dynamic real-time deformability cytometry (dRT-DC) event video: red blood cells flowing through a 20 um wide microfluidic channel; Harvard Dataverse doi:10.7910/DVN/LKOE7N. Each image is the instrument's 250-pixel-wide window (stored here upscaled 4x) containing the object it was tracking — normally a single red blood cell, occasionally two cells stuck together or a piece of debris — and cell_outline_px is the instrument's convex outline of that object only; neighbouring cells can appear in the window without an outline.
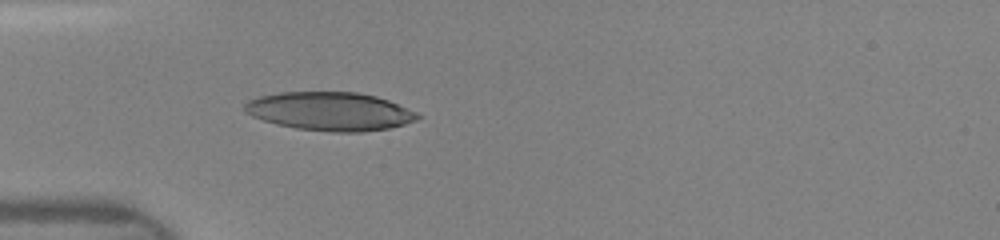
{"species": "human", "species_latin": "Homo sapiens", "temperature_condition": "room temperature", "stored_images_in_passage": 9, "camera_frame_rate_fps": 3000, "um_per_image_px": 0.085, "donor": {"sex": "female"}, "frame": {"image": 1, "passage_image": 7, "time_ms": 3.333, "image_size_px": [1000, 240], "cell_outline_px": [[420, 116], [416, 120], [404, 124], [388, 128], [360, 132], [332, 132], [296, 128], [276, 124], [252, 116], [244, 112], [244, 104], [248, 100], [260, 96], [280, 92], [356, 92], [376, 96], [388, 100], [416, 112]], "centroid_in_image_um": [28.02, 9.46], "position_along_channel_um": 57.0, "area_um2": 38.61}}
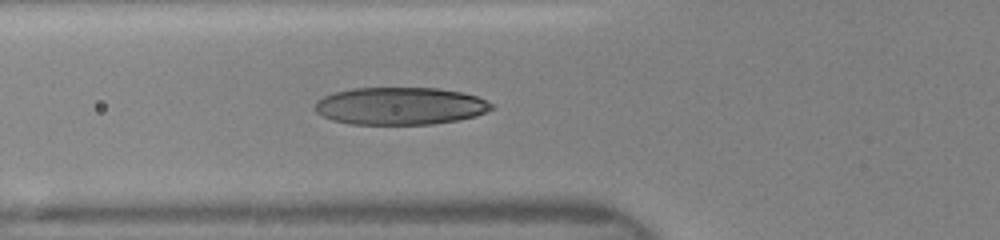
{"frame": {"image": 2, "passage_image": 9, "time_ms": 4.333, "image_size_px": [1000, 240], "cell_outline_px": [[496, 108], [476, 116], [460, 120], [432, 124], [348, 124], [332, 120], [316, 112], [316, 100], [324, 96], [336, 92], [352, 88], [440, 88], [460, 92], [476, 96], [496, 104]], "centroid_in_image_um": [34.07, 9.01], "position_along_channel_um": 91.7, "area_um2": 38.78}}